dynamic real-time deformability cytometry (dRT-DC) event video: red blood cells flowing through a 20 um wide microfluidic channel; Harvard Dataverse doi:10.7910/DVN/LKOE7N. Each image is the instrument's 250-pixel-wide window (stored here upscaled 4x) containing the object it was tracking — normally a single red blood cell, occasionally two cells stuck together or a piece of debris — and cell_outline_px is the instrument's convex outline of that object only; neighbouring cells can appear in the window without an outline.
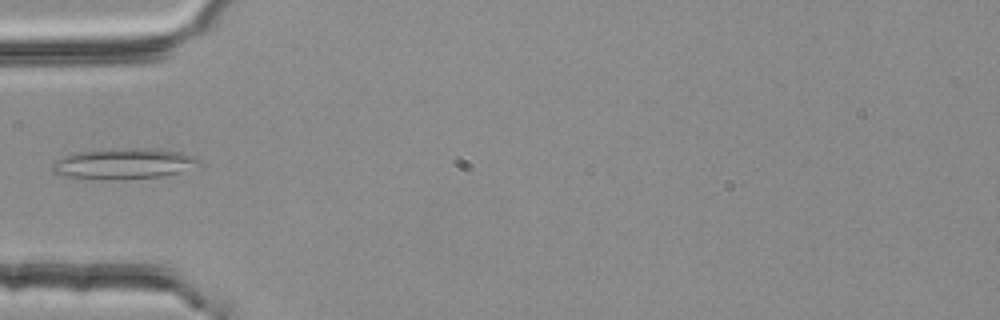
{"species": "common noctule bat (a hibernating species)", "species_latin": "Nyctalus noctula", "temperature_condition": "room temperature", "stored_images_in_passage": 3, "camera_frame_rate_fps": 3000, "um_per_image_px": 0.085, "animal": {"sex": "female", "body_mass_g": 25.1}, "frame": {"image": 1, "passage_image": 3, "time_ms": 0.667, "image_size_px": [1000, 320], "cell_outline_px": [[200, 164], [180, 172], [160, 176], [116, 180], [100, 180], [60, 176], [52, 172], [52, 164], [56, 160], [64, 156], [80, 152], [116, 148], [144, 148], [180, 152], [192, 156]], "centroid_in_image_um": [10.42, 13.93], "position_along_channel_um": 74.6, "area_um2": 26.13}}